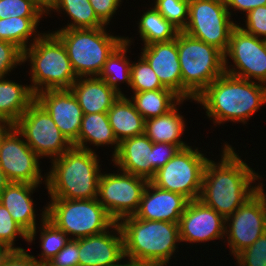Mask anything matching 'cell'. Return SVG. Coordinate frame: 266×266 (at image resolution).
I'll return each mask as SVG.
<instances>
[{"mask_svg": "<svg viewBox=\"0 0 266 266\" xmlns=\"http://www.w3.org/2000/svg\"><path fill=\"white\" fill-rule=\"evenodd\" d=\"M219 163L208 160L205 166L199 200L225 219L251 198L263 183L253 185L262 177L235 153L227 143Z\"/></svg>", "mask_w": 266, "mask_h": 266, "instance_id": "cell-1", "label": "cell"}, {"mask_svg": "<svg viewBox=\"0 0 266 266\" xmlns=\"http://www.w3.org/2000/svg\"><path fill=\"white\" fill-rule=\"evenodd\" d=\"M238 78L227 73L215 79L196 99L214 124L226 121L246 124L263 104H266V85ZM247 120V121H246Z\"/></svg>", "mask_w": 266, "mask_h": 266, "instance_id": "cell-2", "label": "cell"}, {"mask_svg": "<svg viewBox=\"0 0 266 266\" xmlns=\"http://www.w3.org/2000/svg\"><path fill=\"white\" fill-rule=\"evenodd\" d=\"M97 158L94 151L72 146L52 160L44 180L50 198L96 199L101 175Z\"/></svg>", "mask_w": 266, "mask_h": 266, "instance_id": "cell-3", "label": "cell"}, {"mask_svg": "<svg viewBox=\"0 0 266 266\" xmlns=\"http://www.w3.org/2000/svg\"><path fill=\"white\" fill-rule=\"evenodd\" d=\"M124 257L152 266H167L180 243L179 223L145 220L134 215L118 222Z\"/></svg>", "mask_w": 266, "mask_h": 266, "instance_id": "cell-4", "label": "cell"}, {"mask_svg": "<svg viewBox=\"0 0 266 266\" xmlns=\"http://www.w3.org/2000/svg\"><path fill=\"white\" fill-rule=\"evenodd\" d=\"M40 34L23 51V63H31V90L36 95L45 90L70 89L78 77L64 44L53 31Z\"/></svg>", "mask_w": 266, "mask_h": 266, "instance_id": "cell-5", "label": "cell"}, {"mask_svg": "<svg viewBox=\"0 0 266 266\" xmlns=\"http://www.w3.org/2000/svg\"><path fill=\"white\" fill-rule=\"evenodd\" d=\"M182 74V100L195 99L225 73L224 53L183 31L177 34Z\"/></svg>", "mask_w": 266, "mask_h": 266, "instance_id": "cell-6", "label": "cell"}, {"mask_svg": "<svg viewBox=\"0 0 266 266\" xmlns=\"http://www.w3.org/2000/svg\"><path fill=\"white\" fill-rule=\"evenodd\" d=\"M64 44L76 76H99L106 60L124 41L109 34L105 27L94 29H59L53 32Z\"/></svg>", "mask_w": 266, "mask_h": 266, "instance_id": "cell-7", "label": "cell"}, {"mask_svg": "<svg viewBox=\"0 0 266 266\" xmlns=\"http://www.w3.org/2000/svg\"><path fill=\"white\" fill-rule=\"evenodd\" d=\"M47 219L67 235H73L72 239L100 234L113 229L115 223L97 198H51L47 205Z\"/></svg>", "mask_w": 266, "mask_h": 266, "instance_id": "cell-8", "label": "cell"}, {"mask_svg": "<svg viewBox=\"0 0 266 266\" xmlns=\"http://www.w3.org/2000/svg\"><path fill=\"white\" fill-rule=\"evenodd\" d=\"M209 158L192 146L179 149L150 182L156 187L176 192L189 201L199 198L206 163Z\"/></svg>", "mask_w": 266, "mask_h": 266, "instance_id": "cell-9", "label": "cell"}, {"mask_svg": "<svg viewBox=\"0 0 266 266\" xmlns=\"http://www.w3.org/2000/svg\"><path fill=\"white\" fill-rule=\"evenodd\" d=\"M225 0H190L186 34L212 45L225 53L233 29Z\"/></svg>", "mask_w": 266, "mask_h": 266, "instance_id": "cell-10", "label": "cell"}, {"mask_svg": "<svg viewBox=\"0 0 266 266\" xmlns=\"http://www.w3.org/2000/svg\"><path fill=\"white\" fill-rule=\"evenodd\" d=\"M14 126L39 158L45 156L54 160L73 146L36 100L27 108Z\"/></svg>", "mask_w": 266, "mask_h": 266, "instance_id": "cell-11", "label": "cell"}, {"mask_svg": "<svg viewBox=\"0 0 266 266\" xmlns=\"http://www.w3.org/2000/svg\"><path fill=\"white\" fill-rule=\"evenodd\" d=\"M119 171L101 173L97 194L99 203L117 223L137 212L142 194L149 182L140 176Z\"/></svg>", "mask_w": 266, "mask_h": 266, "instance_id": "cell-12", "label": "cell"}, {"mask_svg": "<svg viewBox=\"0 0 266 266\" xmlns=\"http://www.w3.org/2000/svg\"><path fill=\"white\" fill-rule=\"evenodd\" d=\"M0 168L9 182L42 184L39 156L14 125L0 129Z\"/></svg>", "mask_w": 266, "mask_h": 266, "instance_id": "cell-13", "label": "cell"}, {"mask_svg": "<svg viewBox=\"0 0 266 266\" xmlns=\"http://www.w3.org/2000/svg\"><path fill=\"white\" fill-rule=\"evenodd\" d=\"M227 56L232 59L234 66H228ZM224 67L229 75L250 81L254 79L266 85L265 40L245 32L237 25L224 53Z\"/></svg>", "mask_w": 266, "mask_h": 266, "instance_id": "cell-14", "label": "cell"}, {"mask_svg": "<svg viewBox=\"0 0 266 266\" xmlns=\"http://www.w3.org/2000/svg\"><path fill=\"white\" fill-rule=\"evenodd\" d=\"M262 187L226 218L225 237L235 257L266 232V193Z\"/></svg>", "mask_w": 266, "mask_h": 266, "instance_id": "cell-15", "label": "cell"}, {"mask_svg": "<svg viewBox=\"0 0 266 266\" xmlns=\"http://www.w3.org/2000/svg\"><path fill=\"white\" fill-rule=\"evenodd\" d=\"M226 219L199 199L188 202L180 217V241L204 243L225 239Z\"/></svg>", "mask_w": 266, "mask_h": 266, "instance_id": "cell-16", "label": "cell"}, {"mask_svg": "<svg viewBox=\"0 0 266 266\" xmlns=\"http://www.w3.org/2000/svg\"><path fill=\"white\" fill-rule=\"evenodd\" d=\"M35 100L51 116L66 139L78 147V135L84 114L70 89L45 90L37 93Z\"/></svg>", "mask_w": 266, "mask_h": 266, "instance_id": "cell-17", "label": "cell"}, {"mask_svg": "<svg viewBox=\"0 0 266 266\" xmlns=\"http://www.w3.org/2000/svg\"><path fill=\"white\" fill-rule=\"evenodd\" d=\"M113 230L79 238V266H114L125 259L123 235L117 222Z\"/></svg>", "mask_w": 266, "mask_h": 266, "instance_id": "cell-18", "label": "cell"}, {"mask_svg": "<svg viewBox=\"0 0 266 266\" xmlns=\"http://www.w3.org/2000/svg\"><path fill=\"white\" fill-rule=\"evenodd\" d=\"M188 202L183 195L160 189L149 181L134 216L145 220L179 223Z\"/></svg>", "mask_w": 266, "mask_h": 266, "instance_id": "cell-19", "label": "cell"}, {"mask_svg": "<svg viewBox=\"0 0 266 266\" xmlns=\"http://www.w3.org/2000/svg\"><path fill=\"white\" fill-rule=\"evenodd\" d=\"M141 56L151 66L162 85L182 99V74L178 57L177 36L168 42H156L141 48Z\"/></svg>", "mask_w": 266, "mask_h": 266, "instance_id": "cell-20", "label": "cell"}, {"mask_svg": "<svg viewBox=\"0 0 266 266\" xmlns=\"http://www.w3.org/2000/svg\"><path fill=\"white\" fill-rule=\"evenodd\" d=\"M152 146L153 142L145 134L124 139L112 161L118 170L150 181L156 173L151 166Z\"/></svg>", "mask_w": 266, "mask_h": 266, "instance_id": "cell-21", "label": "cell"}, {"mask_svg": "<svg viewBox=\"0 0 266 266\" xmlns=\"http://www.w3.org/2000/svg\"><path fill=\"white\" fill-rule=\"evenodd\" d=\"M38 186L40 185L10 182L0 194V203L6 207L13 220L28 233L29 243L35 240L38 228L34 202L31 198V194Z\"/></svg>", "mask_w": 266, "mask_h": 266, "instance_id": "cell-22", "label": "cell"}, {"mask_svg": "<svg viewBox=\"0 0 266 266\" xmlns=\"http://www.w3.org/2000/svg\"><path fill=\"white\" fill-rule=\"evenodd\" d=\"M70 91L76 97L83 114L107 112L120 96L99 76L77 78Z\"/></svg>", "mask_w": 266, "mask_h": 266, "instance_id": "cell-23", "label": "cell"}, {"mask_svg": "<svg viewBox=\"0 0 266 266\" xmlns=\"http://www.w3.org/2000/svg\"><path fill=\"white\" fill-rule=\"evenodd\" d=\"M34 101L30 85L0 78V124L14 125Z\"/></svg>", "mask_w": 266, "mask_h": 266, "instance_id": "cell-24", "label": "cell"}, {"mask_svg": "<svg viewBox=\"0 0 266 266\" xmlns=\"http://www.w3.org/2000/svg\"><path fill=\"white\" fill-rule=\"evenodd\" d=\"M107 114L119 143L124 139L144 134L145 119L126 95H120Z\"/></svg>", "mask_w": 266, "mask_h": 266, "instance_id": "cell-25", "label": "cell"}, {"mask_svg": "<svg viewBox=\"0 0 266 266\" xmlns=\"http://www.w3.org/2000/svg\"><path fill=\"white\" fill-rule=\"evenodd\" d=\"M184 122V117L175 106L162 116L145 120L144 134L153 143H170L176 145L179 149H183L189 146L181 141V136L186 127Z\"/></svg>", "mask_w": 266, "mask_h": 266, "instance_id": "cell-26", "label": "cell"}, {"mask_svg": "<svg viewBox=\"0 0 266 266\" xmlns=\"http://www.w3.org/2000/svg\"><path fill=\"white\" fill-rule=\"evenodd\" d=\"M87 142L97 147L102 145H114L112 156L117 153L119 142L109 123L107 112L83 115L78 135V148L94 151L92 148H89V146H86Z\"/></svg>", "mask_w": 266, "mask_h": 266, "instance_id": "cell-27", "label": "cell"}, {"mask_svg": "<svg viewBox=\"0 0 266 266\" xmlns=\"http://www.w3.org/2000/svg\"><path fill=\"white\" fill-rule=\"evenodd\" d=\"M133 93V97L129 99L145 120L162 116L184 101L170 89Z\"/></svg>", "mask_w": 266, "mask_h": 266, "instance_id": "cell-28", "label": "cell"}, {"mask_svg": "<svg viewBox=\"0 0 266 266\" xmlns=\"http://www.w3.org/2000/svg\"><path fill=\"white\" fill-rule=\"evenodd\" d=\"M54 10L58 13L60 10L65 11L67 16L72 20V23H67V26L65 25L61 29H94L106 27L96 16L89 0H54L53 4L46 11V15Z\"/></svg>", "mask_w": 266, "mask_h": 266, "instance_id": "cell-29", "label": "cell"}, {"mask_svg": "<svg viewBox=\"0 0 266 266\" xmlns=\"http://www.w3.org/2000/svg\"><path fill=\"white\" fill-rule=\"evenodd\" d=\"M131 38L124 37V41L113 51L106 60L99 77L118 94L124 95L119 88L122 81L130 86L131 64L127 58L128 48L131 44Z\"/></svg>", "mask_w": 266, "mask_h": 266, "instance_id": "cell-30", "label": "cell"}, {"mask_svg": "<svg viewBox=\"0 0 266 266\" xmlns=\"http://www.w3.org/2000/svg\"><path fill=\"white\" fill-rule=\"evenodd\" d=\"M41 18L17 16L0 19V40L11 42L24 51L31 45L28 40L33 37L32 35H34L33 40L31 39L33 42L40 36L37 33V26Z\"/></svg>", "mask_w": 266, "mask_h": 266, "instance_id": "cell-31", "label": "cell"}, {"mask_svg": "<svg viewBox=\"0 0 266 266\" xmlns=\"http://www.w3.org/2000/svg\"><path fill=\"white\" fill-rule=\"evenodd\" d=\"M149 9L143 12L144 14L141 15L140 21L137 23L139 35L144 42L143 46L176 39L179 30L167 21L154 7Z\"/></svg>", "mask_w": 266, "mask_h": 266, "instance_id": "cell-32", "label": "cell"}, {"mask_svg": "<svg viewBox=\"0 0 266 266\" xmlns=\"http://www.w3.org/2000/svg\"><path fill=\"white\" fill-rule=\"evenodd\" d=\"M41 224L39 231L40 235V246L41 254L38 255L40 258L36 259L39 263L45 265L51 258H53L68 242L72 239V236L69 238L68 235L58 229L52 222L47 219V207L45 205L44 210L42 211Z\"/></svg>", "mask_w": 266, "mask_h": 266, "instance_id": "cell-33", "label": "cell"}, {"mask_svg": "<svg viewBox=\"0 0 266 266\" xmlns=\"http://www.w3.org/2000/svg\"><path fill=\"white\" fill-rule=\"evenodd\" d=\"M131 64L130 88L133 92L153 91L165 88L151 66L142 57Z\"/></svg>", "mask_w": 266, "mask_h": 266, "instance_id": "cell-34", "label": "cell"}, {"mask_svg": "<svg viewBox=\"0 0 266 266\" xmlns=\"http://www.w3.org/2000/svg\"><path fill=\"white\" fill-rule=\"evenodd\" d=\"M190 0H156L154 8L179 31H183L188 22Z\"/></svg>", "mask_w": 266, "mask_h": 266, "instance_id": "cell-35", "label": "cell"}, {"mask_svg": "<svg viewBox=\"0 0 266 266\" xmlns=\"http://www.w3.org/2000/svg\"><path fill=\"white\" fill-rule=\"evenodd\" d=\"M17 236L28 241V233L13 220L6 207L0 203V245L9 251L25 250L21 247H14Z\"/></svg>", "mask_w": 266, "mask_h": 266, "instance_id": "cell-36", "label": "cell"}, {"mask_svg": "<svg viewBox=\"0 0 266 266\" xmlns=\"http://www.w3.org/2000/svg\"><path fill=\"white\" fill-rule=\"evenodd\" d=\"M45 14L46 10L35 0H0V19L17 16L43 17Z\"/></svg>", "mask_w": 266, "mask_h": 266, "instance_id": "cell-37", "label": "cell"}, {"mask_svg": "<svg viewBox=\"0 0 266 266\" xmlns=\"http://www.w3.org/2000/svg\"><path fill=\"white\" fill-rule=\"evenodd\" d=\"M235 259L239 266H266V232L239 252Z\"/></svg>", "mask_w": 266, "mask_h": 266, "instance_id": "cell-38", "label": "cell"}, {"mask_svg": "<svg viewBox=\"0 0 266 266\" xmlns=\"http://www.w3.org/2000/svg\"><path fill=\"white\" fill-rule=\"evenodd\" d=\"M22 64L23 51L11 42L0 40V78H6L13 68Z\"/></svg>", "mask_w": 266, "mask_h": 266, "instance_id": "cell-39", "label": "cell"}, {"mask_svg": "<svg viewBox=\"0 0 266 266\" xmlns=\"http://www.w3.org/2000/svg\"><path fill=\"white\" fill-rule=\"evenodd\" d=\"M245 27L239 26L245 32L260 39H266V5L254 8L246 15ZM263 37V38H262Z\"/></svg>", "mask_w": 266, "mask_h": 266, "instance_id": "cell-40", "label": "cell"}, {"mask_svg": "<svg viewBox=\"0 0 266 266\" xmlns=\"http://www.w3.org/2000/svg\"><path fill=\"white\" fill-rule=\"evenodd\" d=\"M45 266H79V239H70Z\"/></svg>", "mask_w": 266, "mask_h": 266, "instance_id": "cell-41", "label": "cell"}, {"mask_svg": "<svg viewBox=\"0 0 266 266\" xmlns=\"http://www.w3.org/2000/svg\"><path fill=\"white\" fill-rule=\"evenodd\" d=\"M179 150V148L170 143H153L151 151V166L157 171L163 167Z\"/></svg>", "mask_w": 266, "mask_h": 266, "instance_id": "cell-42", "label": "cell"}, {"mask_svg": "<svg viewBox=\"0 0 266 266\" xmlns=\"http://www.w3.org/2000/svg\"><path fill=\"white\" fill-rule=\"evenodd\" d=\"M98 19L107 26L122 0H89Z\"/></svg>", "mask_w": 266, "mask_h": 266, "instance_id": "cell-43", "label": "cell"}, {"mask_svg": "<svg viewBox=\"0 0 266 266\" xmlns=\"http://www.w3.org/2000/svg\"><path fill=\"white\" fill-rule=\"evenodd\" d=\"M1 266H45L39 263L35 256L30 255L26 250L9 251L2 261Z\"/></svg>", "mask_w": 266, "mask_h": 266, "instance_id": "cell-44", "label": "cell"}, {"mask_svg": "<svg viewBox=\"0 0 266 266\" xmlns=\"http://www.w3.org/2000/svg\"><path fill=\"white\" fill-rule=\"evenodd\" d=\"M226 7L230 13V8L243 11L245 12V15L253 10L254 8H257L259 6H265L266 0H225Z\"/></svg>", "mask_w": 266, "mask_h": 266, "instance_id": "cell-45", "label": "cell"}, {"mask_svg": "<svg viewBox=\"0 0 266 266\" xmlns=\"http://www.w3.org/2000/svg\"><path fill=\"white\" fill-rule=\"evenodd\" d=\"M129 261H124L122 262V264L120 263L121 261H119L117 264H115L114 266H152L146 263H142L140 261L134 260V259H130V258H126ZM127 262V263H126Z\"/></svg>", "mask_w": 266, "mask_h": 266, "instance_id": "cell-46", "label": "cell"}, {"mask_svg": "<svg viewBox=\"0 0 266 266\" xmlns=\"http://www.w3.org/2000/svg\"><path fill=\"white\" fill-rule=\"evenodd\" d=\"M10 182L8 181L5 173L3 172V170L0 168V194L2 193V191L6 188V186L9 184Z\"/></svg>", "mask_w": 266, "mask_h": 266, "instance_id": "cell-47", "label": "cell"}, {"mask_svg": "<svg viewBox=\"0 0 266 266\" xmlns=\"http://www.w3.org/2000/svg\"><path fill=\"white\" fill-rule=\"evenodd\" d=\"M38 4H40L46 11L53 4L54 0H35Z\"/></svg>", "mask_w": 266, "mask_h": 266, "instance_id": "cell-48", "label": "cell"}, {"mask_svg": "<svg viewBox=\"0 0 266 266\" xmlns=\"http://www.w3.org/2000/svg\"><path fill=\"white\" fill-rule=\"evenodd\" d=\"M9 252V250H0V266L2 264L3 259L5 258V256L7 255V253Z\"/></svg>", "mask_w": 266, "mask_h": 266, "instance_id": "cell-49", "label": "cell"}, {"mask_svg": "<svg viewBox=\"0 0 266 266\" xmlns=\"http://www.w3.org/2000/svg\"><path fill=\"white\" fill-rule=\"evenodd\" d=\"M0 250H8V249L0 245Z\"/></svg>", "mask_w": 266, "mask_h": 266, "instance_id": "cell-50", "label": "cell"}]
</instances>
